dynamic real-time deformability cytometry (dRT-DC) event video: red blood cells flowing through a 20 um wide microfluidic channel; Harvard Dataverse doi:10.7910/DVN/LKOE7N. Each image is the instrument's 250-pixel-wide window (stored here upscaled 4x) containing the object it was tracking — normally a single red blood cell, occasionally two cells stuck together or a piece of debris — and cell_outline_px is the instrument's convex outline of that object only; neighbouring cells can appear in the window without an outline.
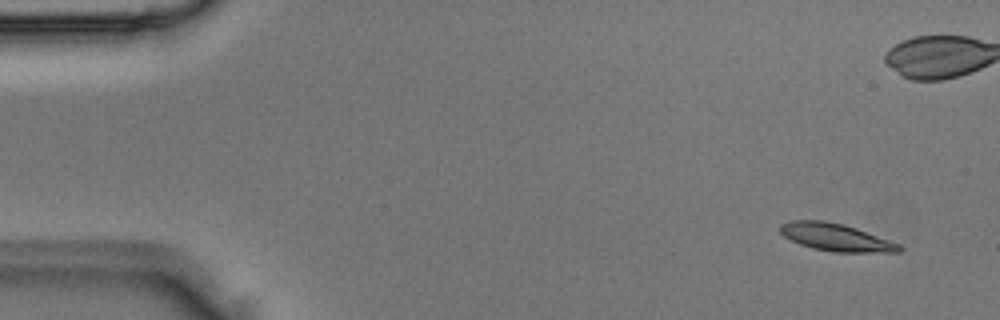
{"species": "Egyptian fruit bat (a non-hibernating species)", "species_latin": "Rousettus aegyptiacus", "temperature_condition": "room temperature", "stored_images_in_passage": 5, "camera_frame_rate_fps": 3000, "um_per_image_px": 0.085, "animal": {"sex": "male"}, "frame": {"image": 1, "passage_image": 1, "time_ms": 0.0, "image_size_px": [1000, 320], "cell_outline_px": [[904, 248], [900, 252], [832, 252], [812, 248], [800, 244], [784, 236], [780, 232], [780, 224], [792, 220], [824, 220], [844, 224], [856, 228], [900, 244]], "centroid_in_image_um": [71.05, 20.17], "position_along_channel_um": 13.9, "area_um2": 19.07}}